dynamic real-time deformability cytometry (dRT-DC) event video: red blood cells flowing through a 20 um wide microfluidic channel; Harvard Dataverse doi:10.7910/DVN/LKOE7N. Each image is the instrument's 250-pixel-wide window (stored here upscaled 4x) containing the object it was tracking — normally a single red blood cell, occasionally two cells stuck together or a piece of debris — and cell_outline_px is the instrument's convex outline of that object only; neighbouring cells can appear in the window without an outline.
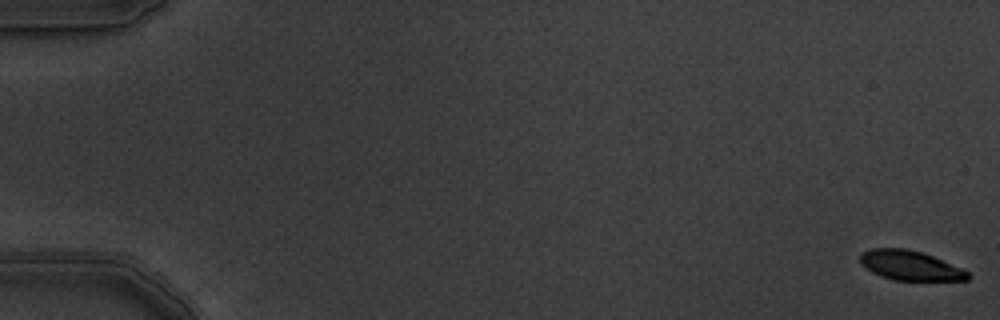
{"species": "common noctule bat (a hibernating species)", "species_latin": "Nyctalus noctula", "temperature_condition": "warm", "stored_images_in_passage": 6, "camera_frame_rate_fps": 3000, "um_per_image_px": 0.085, "animal": {"sex": "male", "body_mass_g": 19.5, "forearm_length_mm": 54.6}, "frame": {"image": 1, "passage_image": 1, "time_ms": 0.0, "image_size_px": [1000, 320], "cell_outline_px": [[972, 276], [968, 280], [892, 280], [872, 272], [864, 268], [860, 264], [860, 252], [872, 248], [908, 248], [932, 256], [960, 268], [968, 272]], "centroid_in_image_um": [77.31, 22.56], "position_along_channel_um": 7.7, "area_um2": 18.55}}
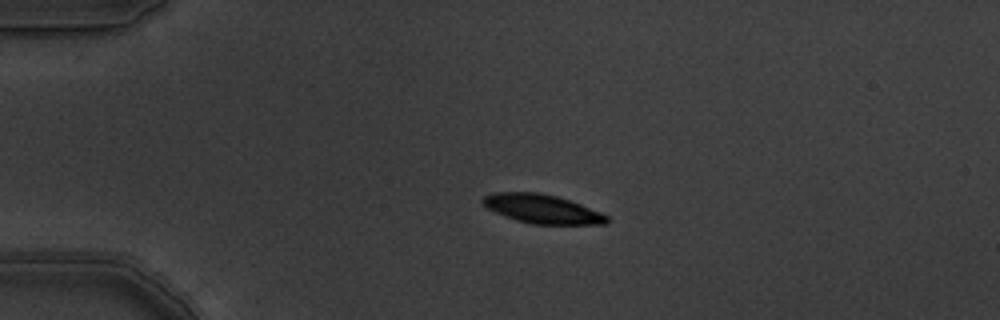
{"frame": {"image": 2, "passage_image": 5, "time_ms": 1.333, "image_size_px": [1000, 320], "cell_outline_px": [[608, 224], [532, 224], [516, 220], [504, 216], [488, 208], [480, 200], [484, 196], [492, 192], [540, 192], [556, 196], [580, 204], [600, 212], [608, 216]], "centroid_in_image_um": [46.06, 17.75], "position_along_channel_um": 38.9, "area_um2": 20.81}}